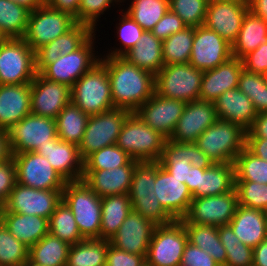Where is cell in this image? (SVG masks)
Here are the masks:
<instances>
[{
	"mask_svg": "<svg viewBox=\"0 0 267 266\" xmlns=\"http://www.w3.org/2000/svg\"><path fill=\"white\" fill-rule=\"evenodd\" d=\"M102 57L100 62L108 72L114 108L135 112L154 95V74L130 64L123 57Z\"/></svg>",
	"mask_w": 267,
	"mask_h": 266,
	"instance_id": "obj_1",
	"label": "cell"
},
{
	"mask_svg": "<svg viewBox=\"0 0 267 266\" xmlns=\"http://www.w3.org/2000/svg\"><path fill=\"white\" fill-rule=\"evenodd\" d=\"M62 200L71 209L81 236L84 239H99L101 197L83 180H78L67 181Z\"/></svg>",
	"mask_w": 267,
	"mask_h": 266,
	"instance_id": "obj_2",
	"label": "cell"
},
{
	"mask_svg": "<svg viewBox=\"0 0 267 266\" xmlns=\"http://www.w3.org/2000/svg\"><path fill=\"white\" fill-rule=\"evenodd\" d=\"M167 138L132 112L123 124L116 145L139 162L159 161Z\"/></svg>",
	"mask_w": 267,
	"mask_h": 266,
	"instance_id": "obj_3",
	"label": "cell"
},
{
	"mask_svg": "<svg viewBox=\"0 0 267 266\" xmlns=\"http://www.w3.org/2000/svg\"><path fill=\"white\" fill-rule=\"evenodd\" d=\"M71 102L89 116L114 108L108 72L101 62L74 83Z\"/></svg>",
	"mask_w": 267,
	"mask_h": 266,
	"instance_id": "obj_4",
	"label": "cell"
},
{
	"mask_svg": "<svg viewBox=\"0 0 267 266\" xmlns=\"http://www.w3.org/2000/svg\"><path fill=\"white\" fill-rule=\"evenodd\" d=\"M246 132L237 124L218 119L198 137L195 144L213 163H234L246 147Z\"/></svg>",
	"mask_w": 267,
	"mask_h": 266,
	"instance_id": "obj_5",
	"label": "cell"
},
{
	"mask_svg": "<svg viewBox=\"0 0 267 266\" xmlns=\"http://www.w3.org/2000/svg\"><path fill=\"white\" fill-rule=\"evenodd\" d=\"M203 71L181 63L164 65L155 75V93L184 102L199 100Z\"/></svg>",
	"mask_w": 267,
	"mask_h": 266,
	"instance_id": "obj_6",
	"label": "cell"
},
{
	"mask_svg": "<svg viewBox=\"0 0 267 266\" xmlns=\"http://www.w3.org/2000/svg\"><path fill=\"white\" fill-rule=\"evenodd\" d=\"M36 74L35 52L23 38H7L0 44V84L31 83Z\"/></svg>",
	"mask_w": 267,
	"mask_h": 266,
	"instance_id": "obj_7",
	"label": "cell"
},
{
	"mask_svg": "<svg viewBox=\"0 0 267 266\" xmlns=\"http://www.w3.org/2000/svg\"><path fill=\"white\" fill-rule=\"evenodd\" d=\"M188 236L181 220L157 225L145 257L149 266H180Z\"/></svg>",
	"mask_w": 267,
	"mask_h": 266,
	"instance_id": "obj_8",
	"label": "cell"
},
{
	"mask_svg": "<svg viewBox=\"0 0 267 266\" xmlns=\"http://www.w3.org/2000/svg\"><path fill=\"white\" fill-rule=\"evenodd\" d=\"M94 32L77 50L48 64L40 74L48 80L55 81L72 88L74 83L86 72L100 62L102 55H96ZM95 42V43H94Z\"/></svg>",
	"mask_w": 267,
	"mask_h": 266,
	"instance_id": "obj_9",
	"label": "cell"
},
{
	"mask_svg": "<svg viewBox=\"0 0 267 266\" xmlns=\"http://www.w3.org/2000/svg\"><path fill=\"white\" fill-rule=\"evenodd\" d=\"M11 154L38 152L42 147L56 141V120L49 117L28 114L8 131Z\"/></svg>",
	"mask_w": 267,
	"mask_h": 266,
	"instance_id": "obj_10",
	"label": "cell"
},
{
	"mask_svg": "<svg viewBox=\"0 0 267 266\" xmlns=\"http://www.w3.org/2000/svg\"><path fill=\"white\" fill-rule=\"evenodd\" d=\"M131 113L124 108H113L89 116L82 141L78 146L82 159L103 147L116 144L123 124Z\"/></svg>",
	"mask_w": 267,
	"mask_h": 266,
	"instance_id": "obj_11",
	"label": "cell"
},
{
	"mask_svg": "<svg viewBox=\"0 0 267 266\" xmlns=\"http://www.w3.org/2000/svg\"><path fill=\"white\" fill-rule=\"evenodd\" d=\"M75 24V19L70 14L54 10L45 3L30 12L23 39L36 52L68 32Z\"/></svg>",
	"mask_w": 267,
	"mask_h": 266,
	"instance_id": "obj_12",
	"label": "cell"
},
{
	"mask_svg": "<svg viewBox=\"0 0 267 266\" xmlns=\"http://www.w3.org/2000/svg\"><path fill=\"white\" fill-rule=\"evenodd\" d=\"M17 183L39 190H63L67 181L36 152L12 154Z\"/></svg>",
	"mask_w": 267,
	"mask_h": 266,
	"instance_id": "obj_13",
	"label": "cell"
},
{
	"mask_svg": "<svg viewBox=\"0 0 267 266\" xmlns=\"http://www.w3.org/2000/svg\"><path fill=\"white\" fill-rule=\"evenodd\" d=\"M238 205L235 188L225 194L193 198L187 214L181 221L216 227L228 225L234 217Z\"/></svg>",
	"mask_w": 267,
	"mask_h": 266,
	"instance_id": "obj_14",
	"label": "cell"
},
{
	"mask_svg": "<svg viewBox=\"0 0 267 266\" xmlns=\"http://www.w3.org/2000/svg\"><path fill=\"white\" fill-rule=\"evenodd\" d=\"M63 190H39L16 183L1 212L37 215L49 220L62 201Z\"/></svg>",
	"mask_w": 267,
	"mask_h": 266,
	"instance_id": "obj_15",
	"label": "cell"
},
{
	"mask_svg": "<svg viewBox=\"0 0 267 266\" xmlns=\"http://www.w3.org/2000/svg\"><path fill=\"white\" fill-rule=\"evenodd\" d=\"M232 57V45L203 26L194 28L189 64L201 71L214 69Z\"/></svg>",
	"mask_w": 267,
	"mask_h": 266,
	"instance_id": "obj_16",
	"label": "cell"
},
{
	"mask_svg": "<svg viewBox=\"0 0 267 266\" xmlns=\"http://www.w3.org/2000/svg\"><path fill=\"white\" fill-rule=\"evenodd\" d=\"M248 10V2L244 0H218L208 3L204 26L232 45Z\"/></svg>",
	"mask_w": 267,
	"mask_h": 266,
	"instance_id": "obj_17",
	"label": "cell"
},
{
	"mask_svg": "<svg viewBox=\"0 0 267 266\" xmlns=\"http://www.w3.org/2000/svg\"><path fill=\"white\" fill-rule=\"evenodd\" d=\"M159 163L185 184L191 166L207 169L213 161L195 143H178L167 139Z\"/></svg>",
	"mask_w": 267,
	"mask_h": 266,
	"instance_id": "obj_18",
	"label": "cell"
},
{
	"mask_svg": "<svg viewBox=\"0 0 267 266\" xmlns=\"http://www.w3.org/2000/svg\"><path fill=\"white\" fill-rule=\"evenodd\" d=\"M31 113L56 119L60 111L71 102V88L51 81L37 72L30 83Z\"/></svg>",
	"mask_w": 267,
	"mask_h": 266,
	"instance_id": "obj_19",
	"label": "cell"
},
{
	"mask_svg": "<svg viewBox=\"0 0 267 266\" xmlns=\"http://www.w3.org/2000/svg\"><path fill=\"white\" fill-rule=\"evenodd\" d=\"M185 106L184 101L164 98L154 93L135 113L145 124L169 139Z\"/></svg>",
	"mask_w": 267,
	"mask_h": 266,
	"instance_id": "obj_20",
	"label": "cell"
},
{
	"mask_svg": "<svg viewBox=\"0 0 267 266\" xmlns=\"http://www.w3.org/2000/svg\"><path fill=\"white\" fill-rule=\"evenodd\" d=\"M154 192L163 209L174 219L181 220L188 212L193 199L188 186L173 177L156 161Z\"/></svg>",
	"mask_w": 267,
	"mask_h": 266,
	"instance_id": "obj_21",
	"label": "cell"
},
{
	"mask_svg": "<svg viewBox=\"0 0 267 266\" xmlns=\"http://www.w3.org/2000/svg\"><path fill=\"white\" fill-rule=\"evenodd\" d=\"M217 120L213 102L200 99L187 102L169 139L178 143H195L198 137Z\"/></svg>",
	"mask_w": 267,
	"mask_h": 266,
	"instance_id": "obj_22",
	"label": "cell"
},
{
	"mask_svg": "<svg viewBox=\"0 0 267 266\" xmlns=\"http://www.w3.org/2000/svg\"><path fill=\"white\" fill-rule=\"evenodd\" d=\"M156 226L152 220L132 210L109 242L117 249L146 256Z\"/></svg>",
	"mask_w": 267,
	"mask_h": 266,
	"instance_id": "obj_23",
	"label": "cell"
},
{
	"mask_svg": "<svg viewBox=\"0 0 267 266\" xmlns=\"http://www.w3.org/2000/svg\"><path fill=\"white\" fill-rule=\"evenodd\" d=\"M138 162L131 159L126 165L110 170H83L82 180L101 198L127 194Z\"/></svg>",
	"mask_w": 267,
	"mask_h": 266,
	"instance_id": "obj_24",
	"label": "cell"
},
{
	"mask_svg": "<svg viewBox=\"0 0 267 266\" xmlns=\"http://www.w3.org/2000/svg\"><path fill=\"white\" fill-rule=\"evenodd\" d=\"M242 70V59L232 56L218 67L204 71L199 99L215 102L224 92L238 88Z\"/></svg>",
	"mask_w": 267,
	"mask_h": 266,
	"instance_id": "obj_25",
	"label": "cell"
},
{
	"mask_svg": "<svg viewBox=\"0 0 267 266\" xmlns=\"http://www.w3.org/2000/svg\"><path fill=\"white\" fill-rule=\"evenodd\" d=\"M38 154L46 157L51 166L66 181H78L83 178V159L77 145L57 139L42 147Z\"/></svg>",
	"mask_w": 267,
	"mask_h": 266,
	"instance_id": "obj_26",
	"label": "cell"
},
{
	"mask_svg": "<svg viewBox=\"0 0 267 266\" xmlns=\"http://www.w3.org/2000/svg\"><path fill=\"white\" fill-rule=\"evenodd\" d=\"M30 83L0 84V129L8 131L31 113Z\"/></svg>",
	"mask_w": 267,
	"mask_h": 266,
	"instance_id": "obj_27",
	"label": "cell"
},
{
	"mask_svg": "<svg viewBox=\"0 0 267 266\" xmlns=\"http://www.w3.org/2000/svg\"><path fill=\"white\" fill-rule=\"evenodd\" d=\"M94 31L85 24L76 23L68 32L35 52L36 71L40 73L48 64L55 62L60 55L77 50Z\"/></svg>",
	"mask_w": 267,
	"mask_h": 266,
	"instance_id": "obj_28",
	"label": "cell"
},
{
	"mask_svg": "<svg viewBox=\"0 0 267 266\" xmlns=\"http://www.w3.org/2000/svg\"><path fill=\"white\" fill-rule=\"evenodd\" d=\"M213 103L218 119L237 124L246 131L257 116L253 102L238 88L224 92Z\"/></svg>",
	"mask_w": 267,
	"mask_h": 266,
	"instance_id": "obj_29",
	"label": "cell"
},
{
	"mask_svg": "<svg viewBox=\"0 0 267 266\" xmlns=\"http://www.w3.org/2000/svg\"><path fill=\"white\" fill-rule=\"evenodd\" d=\"M266 221L267 212L238 205L228 225L244 245L255 248L267 239Z\"/></svg>",
	"mask_w": 267,
	"mask_h": 266,
	"instance_id": "obj_30",
	"label": "cell"
},
{
	"mask_svg": "<svg viewBox=\"0 0 267 266\" xmlns=\"http://www.w3.org/2000/svg\"><path fill=\"white\" fill-rule=\"evenodd\" d=\"M1 222L17 240L29 248L49 233L48 219L37 215L1 212Z\"/></svg>",
	"mask_w": 267,
	"mask_h": 266,
	"instance_id": "obj_31",
	"label": "cell"
},
{
	"mask_svg": "<svg viewBox=\"0 0 267 266\" xmlns=\"http://www.w3.org/2000/svg\"><path fill=\"white\" fill-rule=\"evenodd\" d=\"M235 188L234 163H213L207 169L200 168L199 186L193 198L225 194Z\"/></svg>",
	"mask_w": 267,
	"mask_h": 266,
	"instance_id": "obj_32",
	"label": "cell"
},
{
	"mask_svg": "<svg viewBox=\"0 0 267 266\" xmlns=\"http://www.w3.org/2000/svg\"><path fill=\"white\" fill-rule=\"evenodd\" d=\"M123 58L130 64L156 75L164 66L162 41L152 32L144 31L139 42Z\"/></svg>",
	"mask_w": 267,
	"mask_h": 266,
	"instance_id": "obj_33",
	"label": "cell"
},
{
	"mask_svg": "<svg viewBox=\"0 0 267 266\" xmlns=\"http://www.w3.org/2000/svg\"><path fill=\"white\" fill-rule=\"evenodd\" d=\"M131 211L132 203L128 193L102 197L99 239L109 241Z\"/></svg>",
	"mask_w": 267,
	"mask_h": 266,
	"instance_id": "obj_34",
	"label": "cell"
},
{
	"mask_svg": "<svg viewBox=\"0 0 267 266\" xmlns=\"http://www.w3.org/2000/svg\"><path fill=\"white\" fill-rule=\"evenodd\" d=\"M265 42H267V23L248 10L243 18L238 37L232 44V56L242 59Z\"/></svg>",
	"mask_w": 267,
	"mask_h": 266,
	"instance_id": "obj_35",
	"label": "cell"
},
{
	"mask_svg": "<svg viewBox=\"0 0 267 266\" xmlns=\"http://www.w3.org/2000/svg\"><path fill=\"white\" fill-rule=\"evenodd\" d=\"M183 225L188 236V242L211 255L220 266H225L227 254L220 241L218 227L193 223H183Z\"/></svg>",
	"mask_w": 267,
	"mask_h": 266,
	"instance_id": "obj_36",
	"label": "cell"
},
{
	"mask_svg": "<svg viewBox=\"0 0 267 266\" xmlns=\"http://www.w3.org/2000/svg\"><path fill=\"white\" fill-rule=\"evenodd\" d=\"M89 115L70 102L56 117L57 136L77 146L82 141Z\"/></svg>",
	"mask_w": 267,
	"mask_h": 266,
	"instance_id": "obj_37",
	"label": "cell"
},
{
	"mask_svg": "<svg viewBox=\"0 0 267 266\" xmlns=\"http://www.w3.org/2000/svg\"><path fill=\"white\" fill-rule=\"evenodd\" d=\"M108 240L84 239L70 245L66 266H106Z\"/></svg>",
	"mask_w": 267,
	"mask_h": 266,
	"instance_id": "obj_38",
	"label": "cell"
},
{
	"mask_svg": "<svg viewBox=\"0 0 267 266\" xmlns=\"http://www.w3.org/2000/svg\"><path fill=\"white\" fill-rule=\"evenodd\" d=\"M70 245L52 234H46L29 248V257L45 266H66Z\"/></svg>",
	"mask_w": 267,
	"mask_h": 266,
	"instance_id": "obj_39",
	"label": "cell"
},
{
	"mask_svg": "<svg viewBox=\"0 0 267 266\" xmlns=\"http://www.w3.org/2000/svg\"><path fill=\"white\" fill-rule=\"evenodd\" d=\"M194 40V27H185L162 41L164 65L189 63Z\"/></svg>",
	"mask_w": 267,
	"mask_h": 266,
	"instance_id": "obj_40",
	"label": "cell"
},
{
	"mask_svg": "<svg viewBox=\"0 0 267 266\" xmlns=\"http://www.w3.org/2000/svg\"><path fill=\"white\" fill-rule=\"evenodd\" d=\"M49 233L68 243L76 244L84 238L81 236L74 215L68 205L62 200L48 220Z\"/></svg>",
	"mask_w": 267,
	"mask_h": 266,
	"instance_id": "obj_41",
	"label": "cell"
},
{
	"mask_svg": "<svg viewBox=\"0 0 267 266\" xmlns=\"http://www.w3.org/2000/svg\"><path fill=\"white\" fill-rule=\"evenodd\" d=\"M30 11L11 0H0V29L6 38H23Z\"/></svg>",
	"mask_w": 267,
	"mask_h": 266,
	"instance_id": "obj_42",
	"label": "cell"
},
{
	"mask_svg": "<svg viewBox=\"0 0 267 266\" xmlns=\"http://www.w3.org/2000/svg\"><path fill=\"white\" fill-rule=\"evenodd\" d=\"M126 13L137 22L144 31H150L169 10V0H131Z\"/></svg>",
	"mask_w": 267,
	"mask_h": 266,
	"instance_id": "obj_43",
	"label": "cell"
},
{
	"mask_svg": "<svg viewBox=\"0 0 267 266\" xmlns=\"http://www.w3.org/2000/svg\"><path fill=\"white\" fill-rule=\"evenodd\" d=\"M218 235L226 249L227 260L225 266H252L253 248L244 245L229 225L219 226Z\"/></svg>",
	"mask_w": 267,
	"mask_h": 266,
	"instance_id": "obj_44",
	"label": "cell"
},
{
	"mask_svg": "<svg viewBox=\"0 0 267 266\" xmlns=\"http://www.w3.org/2000/svg\"><path fill=\"white\" fill-rule=\"evenodd\" d=\"M235 181L267 184V161L255 156L246 147L237 155Z\"/></svg>",
	"mask_w": 267,
	"mask_h": 266,
	"instance_id": "obj_45",
	"label": "cell"
},
{
	"mask_svg": "<svg viewBox=\"0 0 267 266\" xmlns=\"http://www.w3.org/2000/svg\"><path fill=\"white\" fill-rule=\"evenodd\" d=\"M238 89L253 102L257 114L267 112V76L243 68Z\"/></svg>",
	"mask_w": 267,
	"mask_h": 266,
	"instance_id": "obj_46",
	"label": "cell"
},
{
	"mask_svg": "<svg viewBox=\"0 0 267 266\" xmlns=\"http://www.w3.org/2000/svg\"><path fill=\"white\" fill-rule=\"evenodd\" d=\"M121 18L119 19V23L116 26V37L118 35L119 39V47H112V50L109 49V52L104 56H115V57H123L127 52H129L141 38L144 30L143 28L135 22L131 16L124 11H121ZM124 12V13H123ZM111 51V52H110Z\"/></svg>",
	"mask_w": 267,
	"mask_h": 266,
	"instance_id": "obj_47",
	"label": "cell"
},
{
	"mask_svg": "<svg viewBox=\"0 0 267 266\" xmlns=\"http://www.w3.org/2000/svg\"><path fill=\"white\" fill-rule=\"evenodd\" d=\"M132 158L116 144L103 147L83 160V170H110L126 165Z\"/></svg>",
	"mask_w": 267,
	"mask_h": 266,
	"instance_id": "obj_48",
	"label": "cell"
},
{
	"mask_svg": "<svg viewBox=\"0 0 267 266\" xmlns=\"http://www.w3.org/2000/svg\"><path fill=\"white\" fill-rule=\"evenodd\" d=\"M29 257V247L17 240L0 221V266H20Z\"/></svg>",
	"mask_w": 267,
	"mask_h": 266,
	"instance_id": "obj_49",
	"label": "cell"
},
{
	"mask_svg": "<svg viewBox=\"0 0 267 266\" xmlns=\"http://www.w3.org/2000/svg\"><path fill=\"white\" fill-rule=\"evenodd\" d=\"M238 204L267 212V184L251 181H235Z\"/></svg>",
	"mask_w": 267,
	"mask_h": 266,
	"instance_id": "obj_50",
	"label": "cell"
},
{
	"mask_svg": "<svg viewBox=\"0 0 267 266\" xmlns=\"http://www.w3.org/2000/svg\"><path fill=\"white\" fill-rule=\"evenodd\" d=\"M208 3L204 0H169V9L176 13L187 27L203 26Z\"/></svg>",
	"mask_w": 267,
	"mask_h": 266,
	"instance_id": "obj_51",
	"label": "cell"
},
{
	"mask_svg": "<svg viewBox=\"0 0 267 266\" xmlns=\"http://www.w3.org/2000/svg\"><path fill=\"white\" fill-rule=\"evenodd\" d=\"M129 197L132 203V210L152 220L156 225L168 224L174 221L161 206L155 192L150 191L149 195L145 196Z\"/></svg>",
	"mask_w": 267,
	"mask_h": 266,
	"instance_id": "obj_52",
	"label": "cell"
},
{
	"mask_svg": "<svg viewBox=\"0 0 267 266\" xmlns=\"http://www.w3.org/2000/svg\"><path fill=\"white\" fill-rule=\"evenodd\" d=\"M156 179V161L138 162L135 165L129 196H145L149 192H154Z\"/></svg>",
	"mask_w": 267,
	"mask_h": 266,
	"instance_id": "obj_53",
	"label": "cell"
},
{
	"mask_svg": "<svg viewBox=\"0 0 267 266\" xmlns=\"http://www.w3.org/2000/svg\"><path fill=\"white\" fill-rule=\"evenodd\" d=\"M124 1L125 0H81L78 14L74 18L75 22L88 25L96 32L99 16L101 18V15H104V12L111 7V4L114 6L116 3L118 5Z\"/></svg>",
	"mask_w": 267,
	"mask_h": 266,
	"instance_id": "obj_54",
	"label": "cell"
},
{
	"mask_svg": "<svg viewBox=\"0 0 267 266\" xmlns=\"http://www.w3.org/2000/svg\"><path fill=\"white\" fill-rule=\"evenodd\" d=\"M187 27L183 20L170 9L156 23L151 32L161 41L167 39L172 34H175Z\"/></svg>",
	"mask_w": 267,
	"mask_h": 266,
	"instance_id": "obj_55",
	"label": "cell"
},
{
	"mask_svg": "<svg viewBox=\"0 0 267 266\" xmlns=\"http://www.w3.org/2000/svg\"><path fill=\"white\" fill-rule=\"evenodd\" d=\"M17 183L16 165L11 157L5 162L0 163V206L3 207L9 195Z\"/></svg>",
	"mask_w": 267,
	"mask_h": 266,
	"instance_id": "obj_56",
	"label": "cell"
},
{
	"mask_svg": "<svg viewBox=\"0 0 267 266\" xmlns=\"http://www.w3.org/2000/svg\"><path fill=\"white\" fill-rule=\"evenodd\" d=\"M145 257L117 249L108 241L106 266H142L146 262Z\"/></svg>",
	"mask_w": 267,
	"mask_h": 266,
	"instance_id": "obj_57",
	"label": "cell"
},
{
	"mask_svg": "<svg viewBox=\"0 0 267 266\" xmlns=\"http://www.w3.org/2000/svg\"><path fill=\"white\" fill-rule=\"evenodd\" d=\"M180 266H220L211 255L187 242Z\"/></svg>",
	"mask_w": 267,
	"mask_h": 266,
	"instance_id": "obj_58",
	"label": "cell"
},
{
	"mask_svg": "<svg viewBox=\"0 0 267 266\" xmlns=\"http://www.w3.org/2000/svg\"><path fill=\"white\" fill-rule=\"evenodd\" d=\"M243 68L249 72L267 75V42L242 58Z\"/></svg>",
	"mask_w": 267,
	"mask_h": 266,
	"instance_id": "obj_59",
	"label": "cell"
},
{
	"mask_svg": "<svg viewBox=\"0 0 267 266\" xmlns=\"http://www.w3.org/2000/svg\"><path fill=\"white\" fill-rule=\"evenodd\" d=\"M45 3L54 10H59L76 17L81 0H45Z\"/></svg>",
	"mask_w": 267,
	"mask_h": 266,
	"instance_id": "obj_60",
	"label": "cell"
},
{
	"mask_svg": "<svg viewBox=\"0 0 267 266\" xmlns=\"http://www.w3.org/2000/svg\"><path fill=\"white\" fill-rule=\"evenodd\" d=\"M246 138L267 139V112L257 114L251 128L246 132Z\"/></svg>",
	"mask_w": 267,
	"mask_h": 266,
	"instance_id": "obj_61",
	"label": "cell"
},
{
	"mask_svg": "<svg viewBox=\"0 0 267 266\" xmlns=\"http://www.w3.org/2000/svg\"><path fill=\"white\" fill-rule=\"evenodd\" d=\"M246 148L255 156L267 161V139L246 138Z\"/></svg>",
	"mask_w": 267,
	"mask_h": 266,
	"instance_id": "obj_62",
	"label": "cell"
},
{
	"mask_svg": "<svg viewBox=\"0 0 267 266\" xmlns=\"http://www.w3.org/2000/svg\"><path fill=\"white\" fill-rule=\"evenodd\" d=\"M253 266H267V239L253 248Z\"/></svg>",
	"mask_w": 267,
	"mask_h": 266,
	"instance_id": "obj_63",
	"label": "cell"
},
{
	"mask_svg": "<svg viewBox=\"0 0 267 266\" xmlns=\"http://www.w3.org/2000/svg\"><path fill=\"white\" fill-rule=\"evenodd\" d=\"M249 10L267 23V0H249Z\"/></svg>",
	"mask_w": 267,
	"mask_h": 266,
	"instance_id": "obj_64",
	"label": "cell"
},
{
	"mask_svg": "<svg viewBox=\"0 0 267 266\" xmlns=\"http://www.w3.org/2000/svg\"><path fill=\"white\" fill-rule=\"evenodd\" d=\"M11 157L8 133L6 130L0 129V163L7 161Z\"/></svg>",
	"mask_w": 267,
	"mask_h": 266,
	"instance_id": "obj_65",
	"label": "cell"
},
{
	"mask_svg": "<svg viewBox=\"0 0 267 266\" xmlns=\"http://www.w3.org/2000/svg\"><path fill=\"white\" fill-rule=\"evenodd\" d=\"M200 180V168L191 166L188 175V181H185V184L188 186L189 191L191 194L197 189L199 186Z\"/></svg>",
	"mask_w": 267,
	"mask_h": 266,
	"instance_id": "obj_66",
	"label": "cell"
},
{
	"mask_svg": "<svg viewBox=\"0 0 267 266\" xmlns=\"http://www.w3.org/2000/svg\"><path fill=\"white\" fill-rule=\"evenodd\" d=\"M15 4L25 7L30 12L45 4V0H11Z\"/></svg>",
	"mask_w": 267,
	"mask_h": 266,
	"instance_id": "obj_67",
	"label": "cell"
},
{
	"mask_svg": "<svg viewBox=\"0 0 267 266\" xmlns=\"http://www.w3.org/2000/svg\"><path fill=\"white\" fill-rule=\"evenodd\" d=\"M20 266H45V265L37 263L33 261L30 257H28Z\"/></svg>",
	"mask_w": 267,
	"mask_h": 266,
	"instance_id": "obj_68",
	"label": "cell"
},
{
	"mask_svg": "<svg viewBox=\"0 0 267 266\" xmlns=\"http://www.w3.org/2000/svg\"><path fill=\"white\" fill-rule=\"evenodd\" d=\"M6 39H7L6 36L2 33V31H1V29H0V44H1L2 42H4Z\"/></svg>",
	"mask_w": 267,
	"mask_h": 266,
	"instance_id": "obj_69",
	"label": "cell"
},
{
	"mask_svg": "<svg viewBox=\"0 0 267 266\" xmlns=\"http://www.w3.org/2000/svg\"><path fill=\"white\" fill-rule=\"evenodd\" d=\"M206 1L207 3H211V2H214V1H218V0H204Z\"/></svg>",
	"mask_w": 267,
	"mask_h": 266,
	"instance_id": "obj_70",
	"label": "cell"
},
{
	"mask_svg": "<svg viewBox=\"0 0 267 266\" xmlns=\"http://www.w3.org/2000/svg\"><path fill=\"white\" fill-rule=\"evenodd\" d=\"M1 210H2V207L0 206V221H1Z\"/></svg>",
	"mask_w": 267,
	"mask_h": 266,
	"instance_id": "obj_71",
	"label": "cell"
},
{
	"mask_svg": "<svg viewBox=\"0 0 267 266\" xmlns=\"http://www.w3.org/2000/svg\"><path fill=\"white\" fill-rule=\"evenodd\" d=\"M142 266H149L146 262Z\"/></svg>",
	"mask_w": 267,
	"mask_h": 266,
	"instance_id": "obj_72",
	"label": "cell"
}]
</instances>
